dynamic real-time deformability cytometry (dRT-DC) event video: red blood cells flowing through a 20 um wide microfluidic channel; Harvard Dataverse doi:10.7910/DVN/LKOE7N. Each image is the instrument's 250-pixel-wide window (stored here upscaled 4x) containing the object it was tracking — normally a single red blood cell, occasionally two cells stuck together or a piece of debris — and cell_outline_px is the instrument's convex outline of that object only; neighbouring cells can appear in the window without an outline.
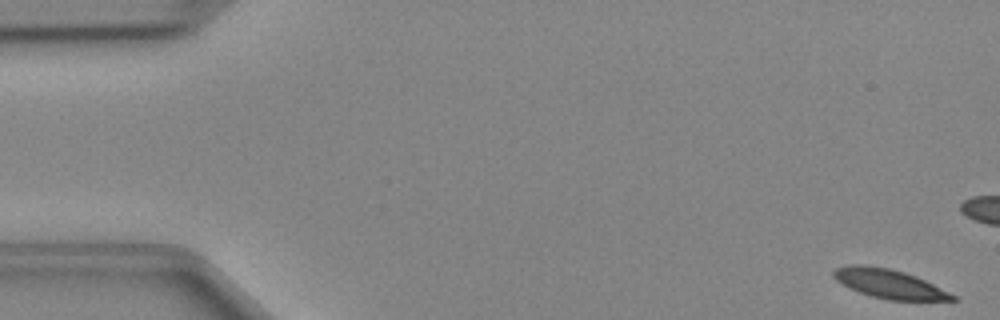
{"species": "Egyptian fruit bat (a non-hibernating species)", "species_latin": "Rousettus aegyptiacus", "temperature_condition": "cold", "stored_images_in_passage": 15, "camera_frame_rate_fps": 3000, "um_per_image_px": 0.085, "animal": {"sex": "female"}, "frame": {"image": 1, "passage_image": 1, "time_ms": 0.0, "image_size_px": [1000, 320], "cell_outline_px": [[960, 300], [888, 300], [872, 296], [860, 292], [836, 280], [832, 276], [832, 272], [836, 268], [848, 264], [864, 264], [888, 268], [904, 272], [916, 276], [956, 296]], "centroid_in_image_um": [75.56, 24.11], "position_along_channel_um": 9.4, "area_um2": 19.88}}